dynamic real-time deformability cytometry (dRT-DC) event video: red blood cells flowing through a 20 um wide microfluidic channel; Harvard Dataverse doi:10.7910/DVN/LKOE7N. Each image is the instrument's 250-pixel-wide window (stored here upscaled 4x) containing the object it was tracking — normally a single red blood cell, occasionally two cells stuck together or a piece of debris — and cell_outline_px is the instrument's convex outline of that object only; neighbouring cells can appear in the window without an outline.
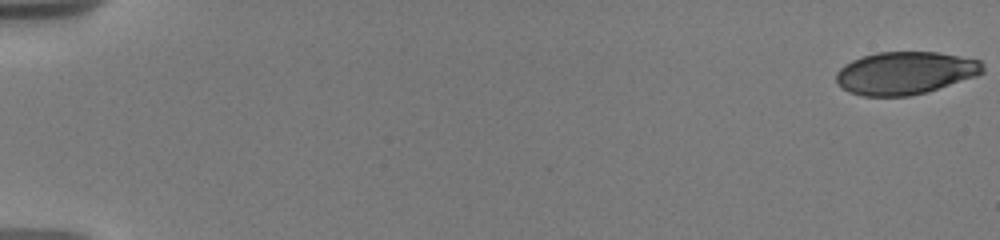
{"species": "human", "species_latin": "Homo sapiens", "temperature_condition": "warm", "stored_images_in_passage": 94, "camera_frame_rate_fps": 3000, "um_per_image_px": 0.085, "donor": {"sex": "male"}, "frame": {"image": 1, "passage_image": 1, "time_ms": 0.0, "image_size_px": [1000, 240], "cell_outline_px": [[984, 72], [976, 76], [928, 92], [908, 96], [864, 96], [848, 92], [836, 80], [836, 72], [844, 64], [852, 60], [876, 52], [936, 52], [980, 60], [984, 64]], "centroid_in_image_um": [76.95, 6.21], "position_along_channel_um": 8.1, "area_um2": 36.47}}
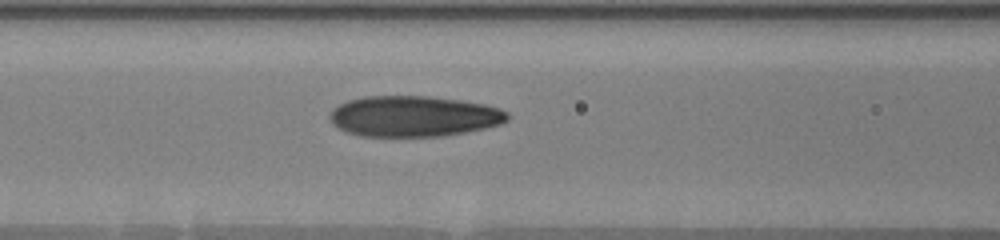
{"frame": {"image": 2, "passage_image": 36, "time_ms": 8.333, "image_size_px": [1000, 240], "cell_outline_px": [[508, 120], [500, 124], [484, 128], [444, 136], [360, 136], [344, 132], [332, 124], [328, 116], [332, 108], [348, 100], [364, 96], [428, 96], [460, 100], [484, 104], [500, 108], [508, 112]], "centroid_in_image_um": [35.12, 9.88], "position_along_channel_um": 131.5, "area_um2": 42.43}}
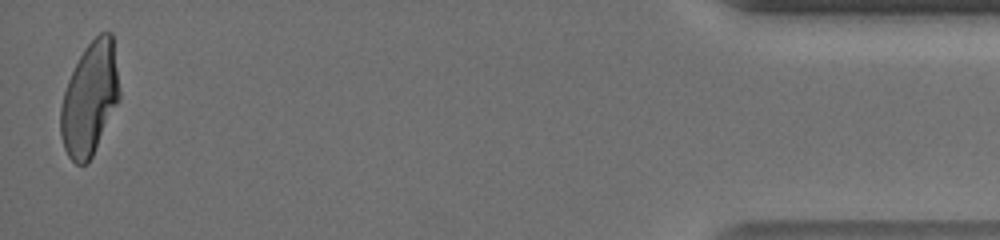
{"frame": {"image": 3, "passage_image": 91, "time_ms": 18.333, "image_size_px": [1000, 240], "cell_outline_px": [[120, 100], [88, 164], [76, 164], [68, 156], [64, 148], [60, 136], [60, 108], [64, 92], [68, 80], [84, 48], [100, 32], [112, 32], [120, 92]], "centroid_in_image_um": [7.63, 8.41], "position_along_channel_um": 427.6, "area_um2": 38.73}, "authors_computed_cell_mechanics": {"area_um2": 40.0554, "velocity_mm_per_s": 3.6912, "shape_relaxation_time_tau1_ms": 6.3247, "shape_relaxation_time_tau2_ms": 1.2007, "deformation_change_tau1": 0.2255, "deformation_change_tau2": 0.0773}}